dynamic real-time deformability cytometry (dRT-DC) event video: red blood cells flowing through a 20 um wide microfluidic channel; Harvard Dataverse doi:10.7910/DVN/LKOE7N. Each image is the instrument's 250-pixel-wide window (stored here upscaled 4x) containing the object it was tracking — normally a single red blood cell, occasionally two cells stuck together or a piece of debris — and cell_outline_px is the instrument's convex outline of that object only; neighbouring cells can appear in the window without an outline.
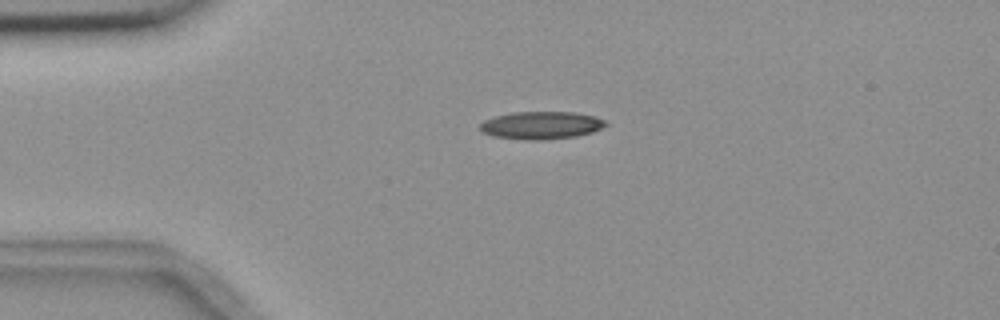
{"species": "common noctule bat (a hibernating species)", "species_latin": "Nyctalus noctula", "temperature_condition": "room temperature", "stored_images_in_passage": 5, "camera_frame_rate_fps": 3000, "um_per_image_px": 0.085, "animal": {"sex": "female", "body_mass_g": 18.4}, "frame": {"image": 1, "passage_image": 4, "time_ms": 3.333, "image_size_px": [1000, 320], "cell_outline_px": [[608, 124], [592, 132], [576, 136], [540, 140], [532, 140], [492, 136], [484, 132], [480, 128], [480, 124], [484, 120], [496, 116], [512, 112], [572, 112], [596, 116], [608, 120]], "centroid_in_image_um": [46.04, 10.64], "position_along_channel_um": 39.0, "area_um2": 20.17}}